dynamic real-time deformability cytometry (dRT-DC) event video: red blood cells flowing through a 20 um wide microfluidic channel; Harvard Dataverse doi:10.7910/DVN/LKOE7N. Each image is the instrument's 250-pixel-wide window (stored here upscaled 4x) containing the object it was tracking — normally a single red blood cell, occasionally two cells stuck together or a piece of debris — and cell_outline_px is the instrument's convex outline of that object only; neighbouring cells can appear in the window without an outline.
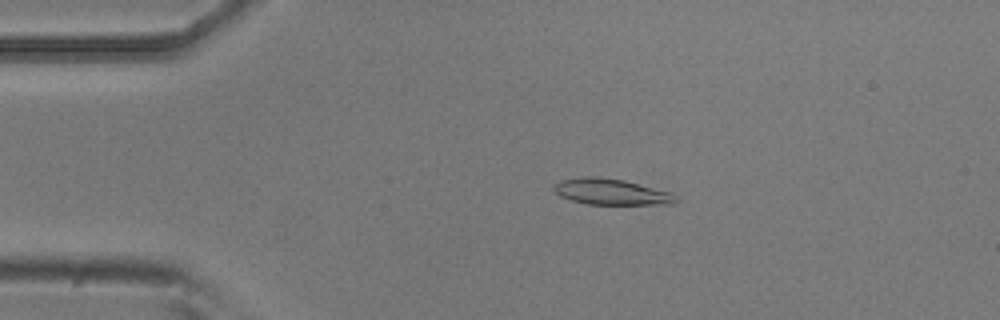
{"species": "common noctule bat (a hibernating species)", "species_latin": "Nyctalus noctula", "temperature_condition": "room temperature", "stored_images_in_passage": 26, "camera_frame_rate_fps": 3000, "um_per_image_px": 0.085, "animal": {"sex": "male", "body_mass_g": 20.5, "forearm_length_mm": 52.5}, "frame": {"image": 1, "passage_image": 4, "time_ms": 1.0, "image_size_px": [1000, 320], "cell_outline_px": [[680, 200], [676, 204], [588, 204], [572, 200], [560, 196], [552, 188], [560, 180], [580, 176], [596, 176], [624, 180], [672, 192]], "centroid_in_image_um": [51.99, 16.3], "position_along_channel_um": 33.0, "area_um2": 18.61}}
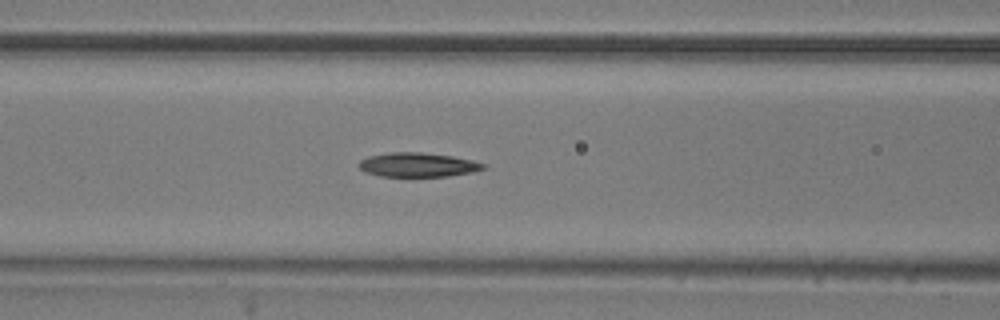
{"frame": {"image": 2, "passage_image": 15, "time_ms": 4.667, "image_size_px": [1000, 320], "cell_outline_px": [[488, 168], [472, 172], [448, 176], [380, 176], [368, 172], [360, 168], [356, 164], [360, 160], [368, 156], [388, 152], [420, 152], [452, 156], [472, 160], [484, 164]], "centroid_in_image_um": [35.51, 14.0], "position_along_channel_um": 131.1, "area_um2": 17.51}}
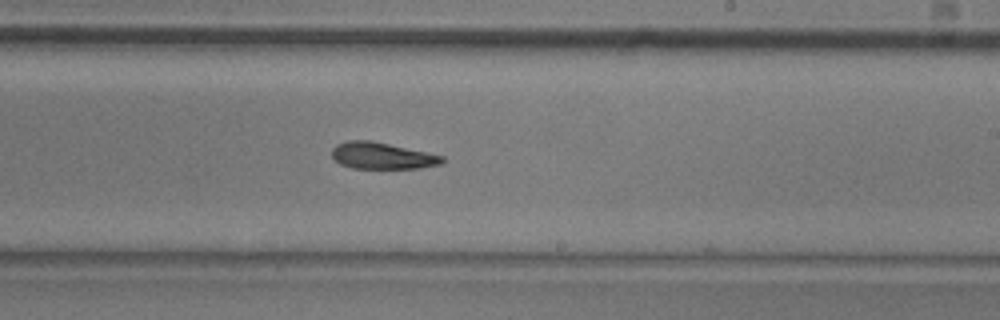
{"frame": {"image": 3, "passage_image": 25, "time_ms": 8.0, "image_size_px": [1000, 320], "cell_outline_px": [[444, 160], [440, 164], [420, 168], [352, 168], [340, 164], [332, 156], [332, 148], [336, 144], [348, 140], [368, 140], [388, 144], [444, 156]], "centroid_in_image_um": [32.44, 13.24], "position_along_channel_um": 256.6, "area_um2": 16.88}}